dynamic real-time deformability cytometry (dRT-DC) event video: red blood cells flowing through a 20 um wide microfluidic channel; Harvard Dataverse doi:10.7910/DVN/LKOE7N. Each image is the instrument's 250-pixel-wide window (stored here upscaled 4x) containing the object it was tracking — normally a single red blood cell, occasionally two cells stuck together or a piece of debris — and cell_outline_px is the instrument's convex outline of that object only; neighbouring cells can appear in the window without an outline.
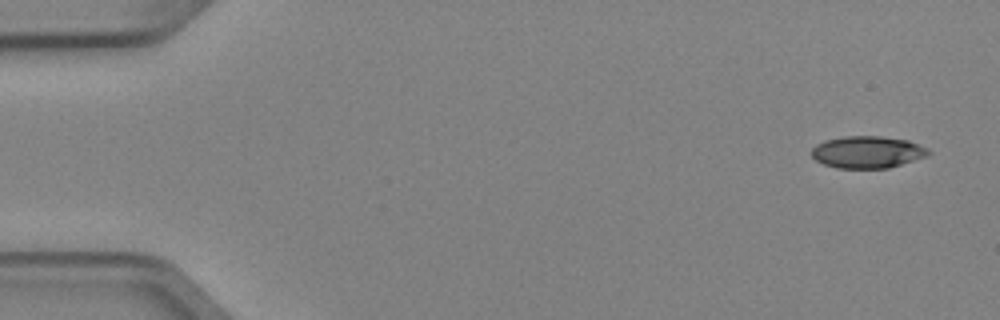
{"species": "Egyptian fruit bat (a non-hibernating species)", "species_latin": "Rousettus aegyptiacus", "temperature_condition": "cold", "stored_images_in_passage": 2, "camera_frame_rate_fps": 3000, "um_per_image_px": 0.085, "animal": {"sex": "female"}, "frame": {"image": 1, "passage_image": 1, "time_ms": 0.0, "image_size_px": [1000, 320], "cell_outline_px": [[932, 152], [928, 156], [888, 168], [836, 168], [824, 164], [816, 160], [812, 156], [812, 148], [816, 144], [824, 140], [844, 136], [880, 136], [908, 140], [928, 148]], "centroid_in_image_um": [73.74, 12.92], "position_along_channel_um": 11.3, "area_um2": 21.91}}